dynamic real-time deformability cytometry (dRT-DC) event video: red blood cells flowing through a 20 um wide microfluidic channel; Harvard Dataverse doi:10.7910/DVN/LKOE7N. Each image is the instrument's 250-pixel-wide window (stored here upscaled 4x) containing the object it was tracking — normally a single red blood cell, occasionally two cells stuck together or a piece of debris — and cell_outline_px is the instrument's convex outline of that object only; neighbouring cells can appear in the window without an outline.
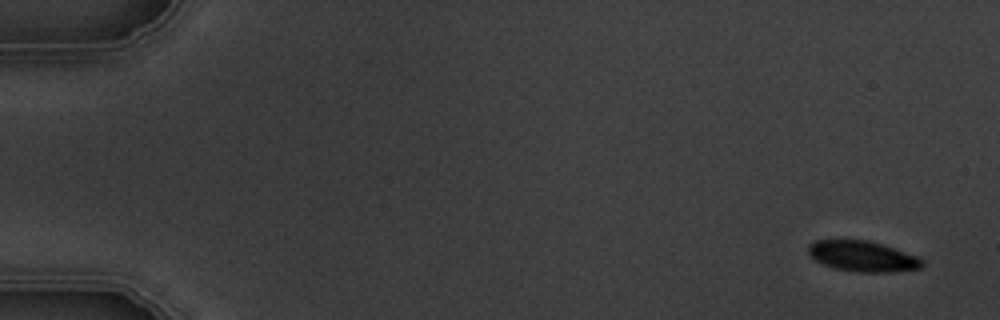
{"species": "common noctule bat (a hibernating species)", "species_latin": "Nyctalus noctula", "temperature_condition": "warm", "stored_images_in_passage": 6, "camera_frame_rate_fps": 3000, "um_per_image_px": 0.085, "animal": {"sex": "male", "body_mass_g": 19.5, "forearm_length_mm": 54.6}, "frame": {"image": 1, "passage_image": 1, "time_ms": 0.0, "image_size_px": [1000, 320], "cell_outline_px": [[924, 264], [920, 268], [892, 272], [856, 272], [836, 268], [824, 264], [816, 260], [808, 252], [808, 244], [816, 240], [868, 240], [916, 256], [924, 260]], "centroid_in_image_um": [73.32, 21.78], "position_along_channel_um": 11.7, "area_um2": 20.0}}
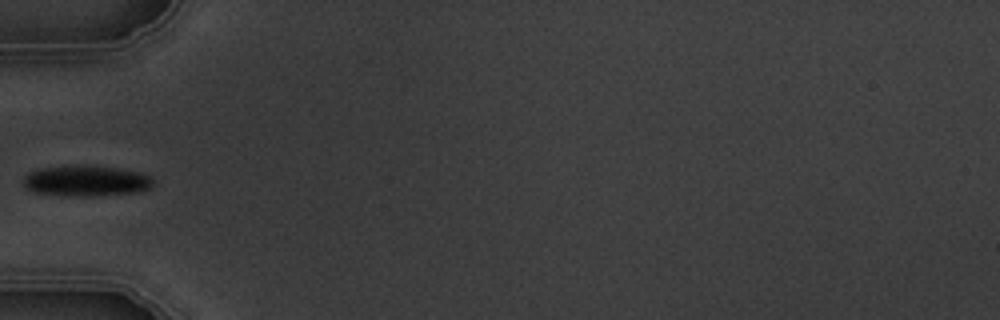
{"frame": {"image": 2, "passage_image": 5, "time_ms": 5.667, "image_size_px": [1000, 320], "cell_outline_px": [[152, 184], [148, 188], [136, 192], [88, 196], [76, 196], [36, 192], [28, 188], [24, 184], [24, 176], [28, 172], [40, 168], [116, 168], [136, 172], [152, 176]], "centroid_in_image_um": [7.33, 15.41], "position_along_channel_um": 77.7, "area_um2": 21.85}}
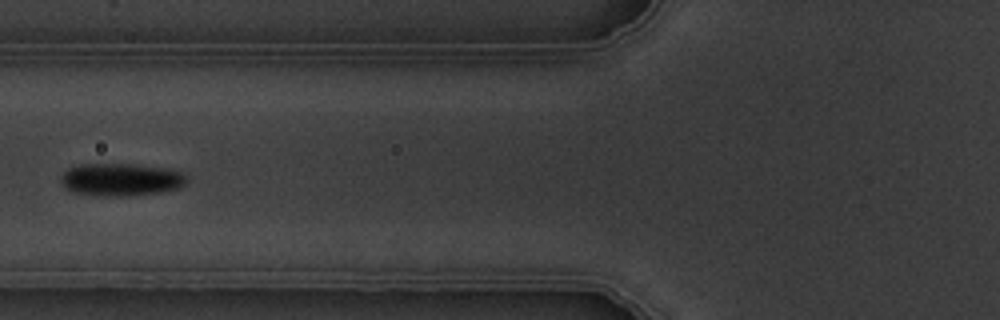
{"frame": {"image": 3, "passage_image": 6, "time_ms": 6.667, "image_size_px": [1000, 320], "cell_outline_px": [[188, 180], [180, 188], [160, 192], [124, 196], [100, 196], [72, 192], [60, 180], [60, 176], [68, 168], [80, 164], [132, 164], [172, 168], [188, 172]], "centroid_in_image_um": [10.37, 15.25], "position_along_channel_um": 115.4, "area_um2": 24.33}}